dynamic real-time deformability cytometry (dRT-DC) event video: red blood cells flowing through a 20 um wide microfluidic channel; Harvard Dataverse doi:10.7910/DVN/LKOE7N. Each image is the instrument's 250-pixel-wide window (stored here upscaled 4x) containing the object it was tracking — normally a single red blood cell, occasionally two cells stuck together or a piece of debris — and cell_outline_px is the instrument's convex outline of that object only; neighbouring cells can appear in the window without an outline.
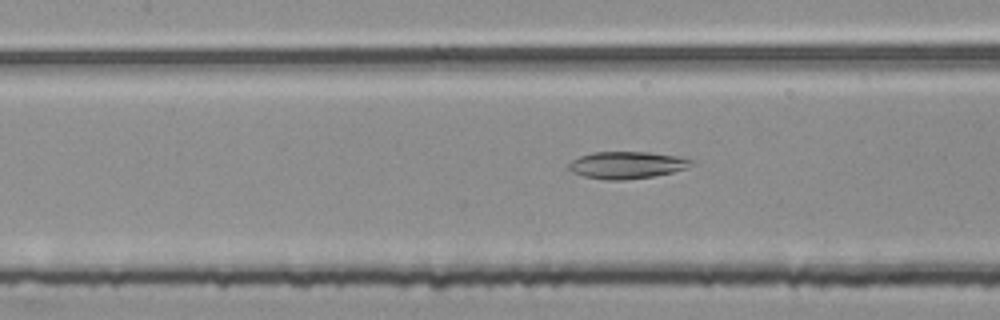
{"species": "common noctule bat (a hibernating species)", "species_latin": "Nyctalus noctula", "temperature_condition": "room temperature", "stored_images_in_passage": 47, "camera_frame_rate_fps": 3000, "um_per_image_px": 0.085, "animal": {"sex": "female", "body_mass_g": 25.1}, "frame": {"image": 1, "passage_image": 23, "time_ms": 7.333, "image_size_px": [1000, 320], "cell_outline_px": [[692, 164], [688, 168], [672, 172], [652, 176], [624, 180], [608, 180], [584, 176], [572, 172], [568, 168], [568, 164], [572, 160], [580, 156], [592, 152], [648, 152], [676, 156], [692, 160]], "centroid_in_image_um": [53.25, 14.03], "position_along_channel_um": 154.1, "area_um2": 19.19}}
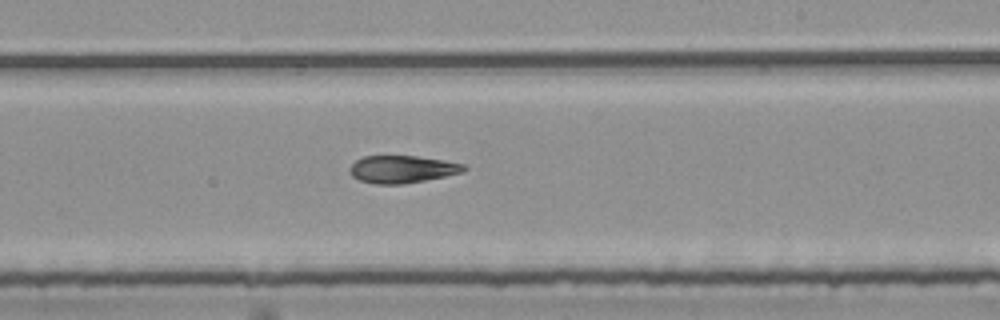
{"frame": {"image": 2, "passage_image": 31, "time_ms": 10.0, "image_size_px": [1000, 320], "cell_outline_px": [[468, 168], [460, 172], [444, 176], [404, 184], [376, 184], [360, 180], [352, 176], [348, 172], [348, 168], [356, 160], [364, 156], [416, 156], [444, 160], [468, 164]], "centroid_in_image_um": [34.18, 14.38], "position_along_channel_um": 254.8, "area_um2": 18.26}}
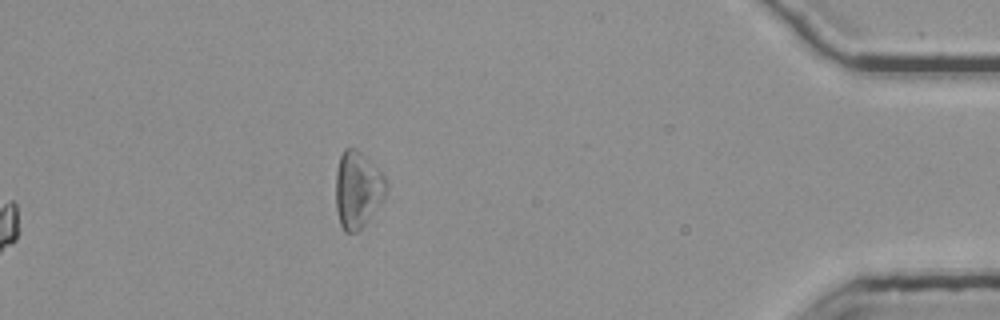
{"frame": {"image": 3, "passage_image": 47, "time_ms": 15.333, "image_size_px": [1000, 320], "cell_outline_px": [[388, 184], [384, 196], [364, 224], [356, 232], [344, 232], [340, 224], [336, 208], [336, 172], [340, 156], [344, 148], [356, 148], [380, 168]], "centroid_in_image_um": [30.39, 16.07], "position_along_channel_um": 404.8, "area_um2": 22.43}}